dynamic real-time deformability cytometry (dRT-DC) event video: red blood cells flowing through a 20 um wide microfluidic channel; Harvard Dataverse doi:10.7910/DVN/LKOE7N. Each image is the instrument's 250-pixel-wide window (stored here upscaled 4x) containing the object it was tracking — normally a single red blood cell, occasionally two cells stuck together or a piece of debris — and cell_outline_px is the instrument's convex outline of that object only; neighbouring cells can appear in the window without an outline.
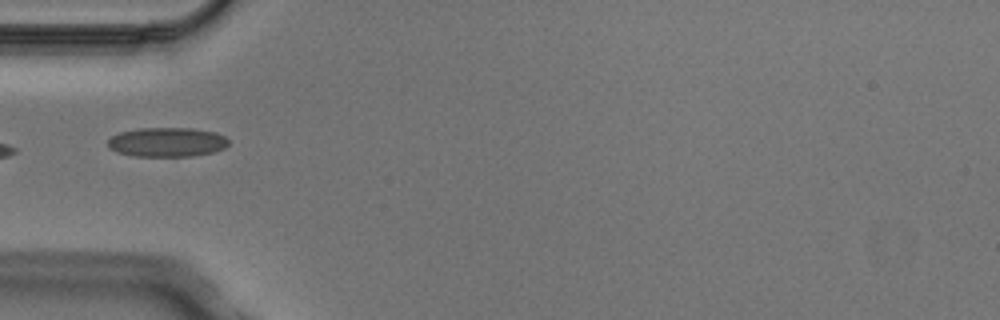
{"species": "Egyptian fruit bat (a non-hibernating species)", "species_latin": "Rousettus aegyptiacus", "temperature_condition": "cold", "stored_images_in_passage": 5, "camera_frame_rate_fps": 3000, "um_per_image_px": 0.085, "animal": {"sex": "male"}, "frame": {"image": 1, "passage_image": 5, "time_ms": 1.333, "image_size_px": [1000, 320], "cell_outline_px": [[228, 144], [224, 148], [212, 152], [192, 156], [136, 156], [116, 152], [108, 148], [108, 140], [112, 136], [120, 132], [140, 128], [192, 128], [216, 132], [224, 136], [228, 140]], "centroid_in_image_um": [14.18, 12.08], "position_along_channel_um": 70.8, "area_um2": 20.63}}